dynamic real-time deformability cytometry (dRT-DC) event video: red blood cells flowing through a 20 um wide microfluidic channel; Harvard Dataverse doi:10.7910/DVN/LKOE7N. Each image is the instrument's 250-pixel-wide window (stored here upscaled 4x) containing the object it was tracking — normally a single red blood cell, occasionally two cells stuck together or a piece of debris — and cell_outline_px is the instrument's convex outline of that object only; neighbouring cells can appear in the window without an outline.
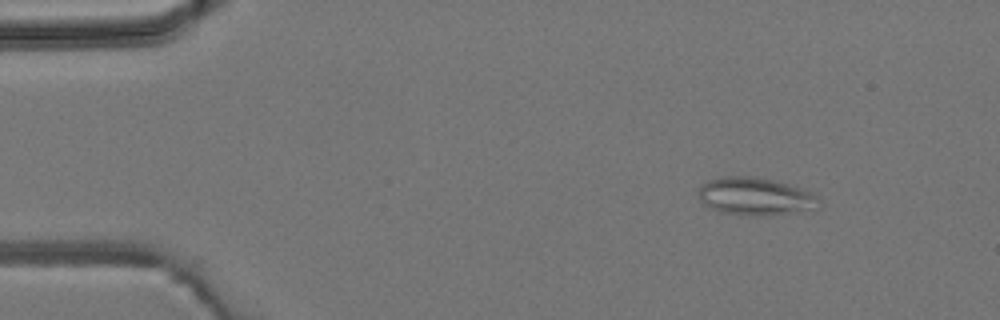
{"species": "common noctule bat (a hibernating species)", "species_latin": "Nyctalus noctula", "temperature_condition": "room temperature", "stored_images_in_passage": 5, "camera_frame_rate_fps": 3000, "um_per_image_px": 0.085, "animal": {"sex": "male", "body_mass_g": 19.2, "forearm_length_mm": 51.8}, "frame": {"image": 1, "passage_image": 1, "time_ms": 0.0, "image_size_px": [1000, 320], "cell_outline_px": [[824, 204], [820, 208], [792, 212], [760, 216], [748, 216], [716, 212], [704, 204], [700, 200], [696, 192], [708, 180], [724, 176], [748, 176], [772, 180], [788, 184], [812, 192], [820, 196]], "centroid_in_image_um": [64.23, 16.71], "position_along_channel_um": 20.8, "area_um2": 26.93}}